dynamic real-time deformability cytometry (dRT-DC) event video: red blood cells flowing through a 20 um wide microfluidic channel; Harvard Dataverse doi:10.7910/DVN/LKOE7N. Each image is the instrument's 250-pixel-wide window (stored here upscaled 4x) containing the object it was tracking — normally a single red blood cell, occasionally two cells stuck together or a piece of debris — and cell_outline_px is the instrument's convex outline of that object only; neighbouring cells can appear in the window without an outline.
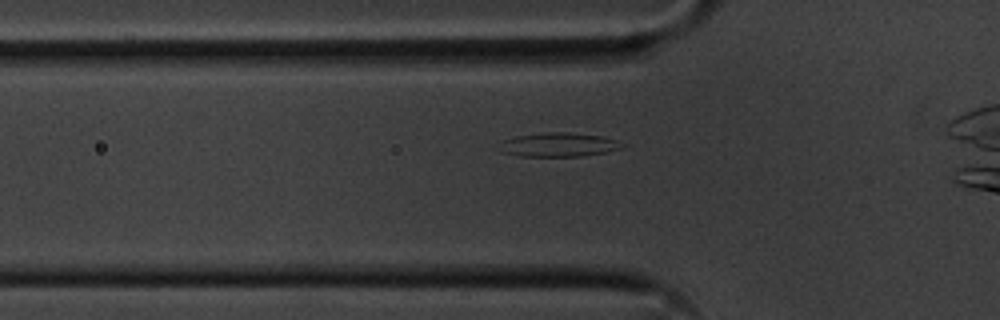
{"species": "common noctule bat (a hibernating species)", "species_latin": "Nyctalus noctula", "temperature_condition": "cold", "stored_images_in_passage": 42, "camera_frame_rate_fps": 3000, "um_per_image_px": 0.085, "animal": {"sex": "male", "body_mass_g": 20.1, "forearm_length_mm": 53.5}, "frame": {"image": 1, "passage_image": 12, "time_ms": 3.667, "image_size_px": [1000, 320], "cell_outline_px": [[624, 148], [604, 152], [580, 156], [520, 156], [500, 152], [500, 140], [516, 136], [544, 132], [568, 132], [600, 136], [616, 140]], "centroid_in_image_um": [47.4, 12.3], "position_along_channel_um": 78.4, "area_um2": 17.05}}
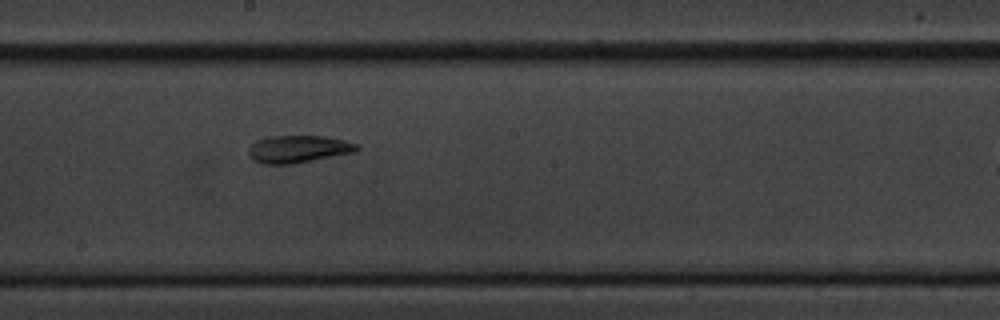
{"frame": {"image": 2, "passage_image": 24, "time_ms": 7.667, "image_size_px": [1000, 320], "cell_outline_px": [[360, 148], [356, 152], [292, 164], [260, 164], [252, 160], [248, 156], [248, 148], [256, 140], [268, 136], [324, 136], [344, 140], [356, 144]], "centroid_in_image_um": [25.31, 12.68], "position_along_channel_um": 222.9, "area_um2": 17.46}}
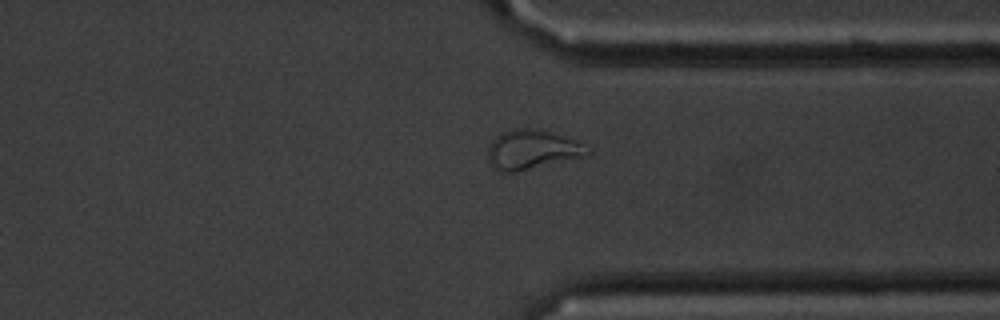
{"frame": {"image": 3, "passage_image": 36, "time_ms": 11.667, "image_size_px": [1000, 320], "cell_outline_px": [[592, 152], [584, 156], [516, 172], [500, 172], [492, 168], [488, 160], [488, 144], [500, 132], [512, 128], [536, 128], [584, 144], [592, 148]], "centroid_in_image_um": [45.17, 12.72], "position_along_channel_um": 366.2, "area_um2": 22.89}, "authors_computed_cell_mechanics": {"area_um2": 17.4267, "velocity_mm_per_s": 3.5969, "shape_relaxation_time_tau1_ms": null, "shape_relaxation_time_tau2_ms": 3.8357, "deformation_change_tau1": null, "deformation_change_tau2": 0.1}}